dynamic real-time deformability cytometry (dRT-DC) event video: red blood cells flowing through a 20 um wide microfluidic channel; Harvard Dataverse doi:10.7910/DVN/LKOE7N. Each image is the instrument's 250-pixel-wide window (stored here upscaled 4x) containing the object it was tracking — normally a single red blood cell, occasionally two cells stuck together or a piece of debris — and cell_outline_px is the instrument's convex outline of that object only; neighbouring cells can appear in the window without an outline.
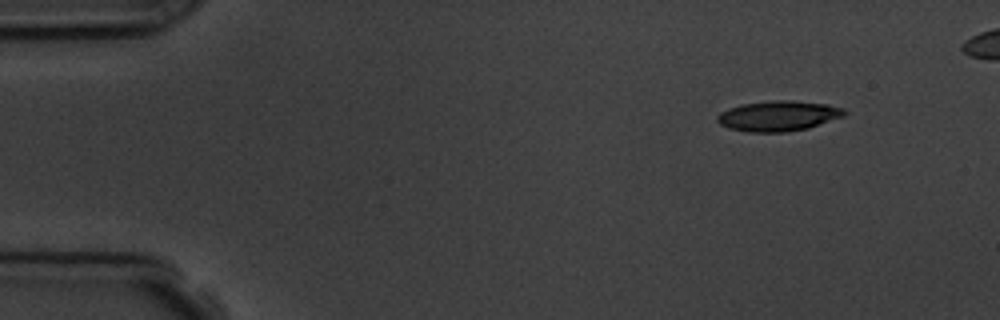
{"species": "common noctule bat (a hibernating species)", "species_latin": "Nyctalus noctula", "temperature_condition": "room temperature", "stored_images_in_passage": 4, "camera_frame_rate_fps": 3000, "um_per_image_px": 0.085, "animal": {"sex": "male", "body_mass_g": 19.5, "forearm_length_mm": 54.6}, "frame": {"image": 1, "passage_image": 1, "time_ms": 0.0, "image_size_px": [1000, 320], "cell_outline_px": [[848, 112], [844, 116], [808, 128], [788, 132], [748, 132], [728, 128], [720, 124], [716, 120], [716, 116], [720, 112], [728, 108], [740, 104], [772, 100], [792, 100], [828, 104], [844, 108]], "centroid_in_image_um": [66.15, 9.85], "position_along_channel_um": 18.8, "area_um2": 22.72}}